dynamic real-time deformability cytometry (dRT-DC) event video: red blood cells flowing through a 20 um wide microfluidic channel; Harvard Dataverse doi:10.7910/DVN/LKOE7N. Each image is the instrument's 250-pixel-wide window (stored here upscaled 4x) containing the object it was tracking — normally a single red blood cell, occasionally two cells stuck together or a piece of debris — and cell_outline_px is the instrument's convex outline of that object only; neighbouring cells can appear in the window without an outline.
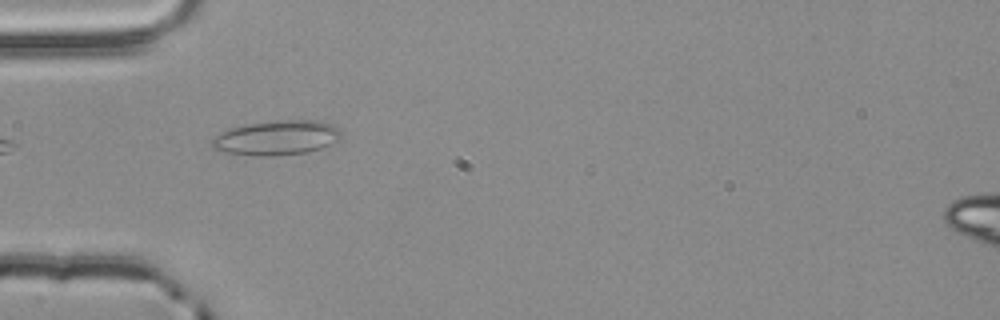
{"species": "common noctule bat (a hibernating species)", "species_latin": "Nyctalus noctula", "temperature_condition": "room temperature", "stored_images_in_passage": 1, "camera_frame_rate_fps": 3000, "um_per_image_px": 0.085, "animal": {"sex": "male", "body_mass_g": 20.4}, "frame": {"image": 1, "passage_image": 1, "time_ms": 0.0, "image_size_px": [1000, 320], "cell_outline_px": [[340, 140], [320, 148], [308, 152], [272, 156], [256, 156], [224, 152], [212, 148], [212, 140], [216, 136], [232, 128], [248, 124], [276, 120], [320, 120], [332, 124], [340, 132]], "centroid_in_image_um": [23.54, 11.71], "position_along_channel_um": 61.5, "area_um2": 25.89}}